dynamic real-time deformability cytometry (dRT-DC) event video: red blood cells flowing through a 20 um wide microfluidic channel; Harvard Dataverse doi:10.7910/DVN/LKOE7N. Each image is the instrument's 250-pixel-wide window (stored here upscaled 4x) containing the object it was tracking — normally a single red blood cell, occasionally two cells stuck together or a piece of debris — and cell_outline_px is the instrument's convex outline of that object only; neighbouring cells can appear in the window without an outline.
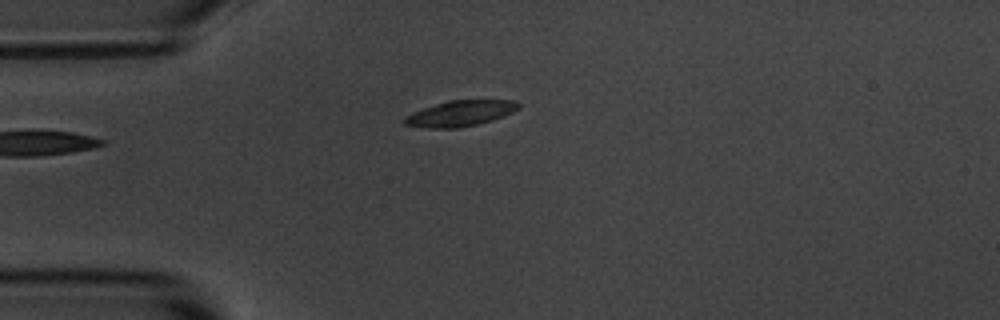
{"species": "common noctule bat (a hibernating species)", "species_latin": "Nyctalus noctula", "temperature_condition": "room temperature", "stored_images_in_passage": 5, "camera_frame_rate_fps": 3000, "um_per_image_px": 0.085, "animal": {"sex": "male", "body_mass_g": 20.1, "forearm_length_mm": 53.5}, "frame": {"image": 1, "passage_image": 5, "time_ms": 4.667, "image_size_px": [1000, 320], "cell_outline_px": [[520, 108], [504, 116], [492, 120], [476, 124], [456, 128], [428, 128], [404, 124], [404, 116], [412, 112], [448, 100], [516, 100], [520, 104]], "centroid_in_image_um": [39.14, 9.63], "position_along_channel_um": 45.9, "area_um2": 16.99}}